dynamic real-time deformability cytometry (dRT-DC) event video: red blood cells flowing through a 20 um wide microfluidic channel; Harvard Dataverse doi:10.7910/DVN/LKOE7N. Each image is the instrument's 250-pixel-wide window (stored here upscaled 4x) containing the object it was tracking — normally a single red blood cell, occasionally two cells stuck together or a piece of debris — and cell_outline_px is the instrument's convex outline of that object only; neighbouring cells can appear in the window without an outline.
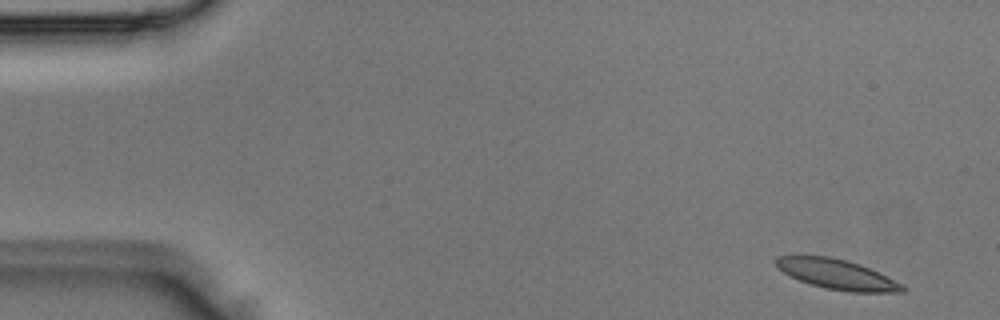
{"species": "Egyptian fruit bat (a non-hibernating species)", "species_latin": "Rousettus aegyptiacus", "temperature_condition": "room temperature", "stored_images_in_passage": 5, "segment_of_instrument_passage": [2, 2], "camera_frame_rate_fps": 3000, "um_per_image_px": 0.085, "animal": {"sex": "male"}, "frame": {"image": 1, "passage_image": 5, "time_ms": 1.333, "image_size_px": [1000, 320], "cell_outline_px": [[908, 288], [904, 292], [852, 292], [824, 288], [800, 280], [784, 272], [776, 264], [776, 256], [832, 256], [848, 260], [860, 264], [904, 284]], "centroid_in_image_um": [71.22, 23.32], "position_along_channel_um": 13.8, "area_um2": 21.91}}